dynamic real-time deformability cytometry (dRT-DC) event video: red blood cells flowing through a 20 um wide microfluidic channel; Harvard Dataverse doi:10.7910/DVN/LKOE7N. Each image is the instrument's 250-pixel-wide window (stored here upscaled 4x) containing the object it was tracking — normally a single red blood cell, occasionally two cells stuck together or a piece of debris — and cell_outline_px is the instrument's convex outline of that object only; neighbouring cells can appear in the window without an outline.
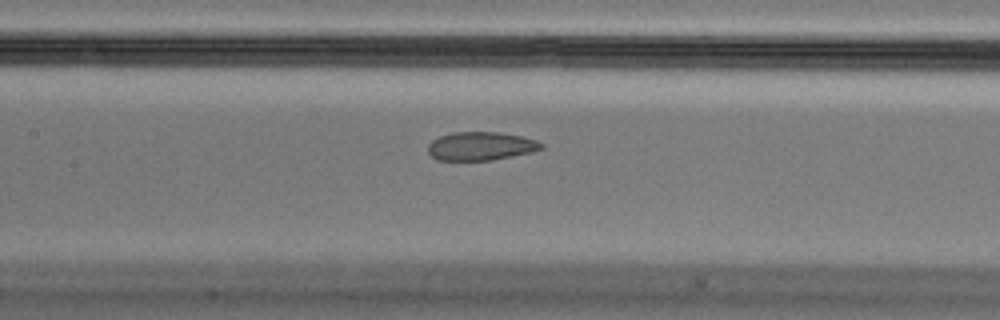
{"species": "Egyptian fruit bat (a non-hibernating species)", "species_latin": "Rousettus aegyptiacus", "temperature_condition": "cold", "stored_images_in_passage": 51, "camera_frame_rate_fps": 3000, "um_per_image_px": 0.085, "animal": {"sex": "male"}, "frame": {"image": 1, "passage_image": 22, "time_ms": 7.0, "image_size_px": [1000, 320], "cell_outline_px": [[544, 148], [532, 152], [492, 160], [436, 160], [428, 152], [428, 144], [432, 140], [440, 136], [452, 132], [500, 132], [520, 136], [536, 140], [544, 144]], "centroid_in_image_um": [40.87, 12.42], "position_along_channel_um": 166.5, "area_um2": 18.84}, "authors_computed_cell_mechanics": {"area_um2": 20.9814, "velocity_mm_per_s": 3.6676, "shape_relaxation_time_tau1_ms": null, "shape_relaxation_time_tau2_ms": 1.3137, "deformation_change_tau1": null, "deformation_change_tau2": 0.0482}}